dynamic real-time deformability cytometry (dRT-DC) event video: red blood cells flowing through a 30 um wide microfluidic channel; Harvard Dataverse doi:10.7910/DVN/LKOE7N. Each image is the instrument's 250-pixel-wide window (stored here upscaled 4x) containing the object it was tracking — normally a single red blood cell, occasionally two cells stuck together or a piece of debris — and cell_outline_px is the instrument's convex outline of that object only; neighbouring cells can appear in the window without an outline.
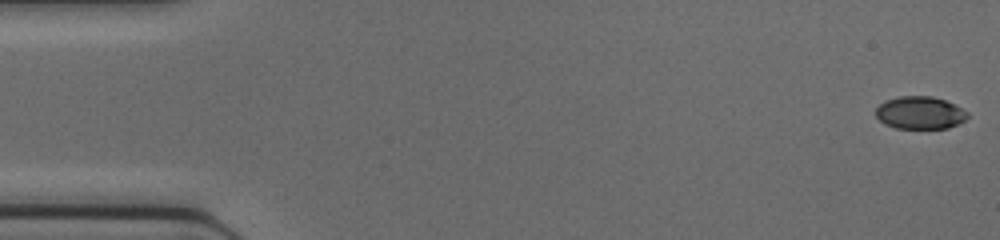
{"species": "common noctule bat (a hibernating species)", "species_latin": "Nyctalus noctula", "temperature_condition": "cold", "stored_images_in_passage": 46, "camera_frame_rate_fps": 3000, "um_per_image_px": 0.085, "animal": {"sex": "female", "body_mass_g": 17.0, "forearm_length_mm": 48.0}, "frame": {"image": 1, "passage_image": 1, "time_ms": 0.0, "image_size_px": [1000, 240], "cell_outline_px": [[968, 116], [964, 120], [948, 128], [896, 128], [884, 124], [876, 116], [876, 108], [884, 100], [900, 96], [932, 96], [944, 100], [968, 112]], "centroid_in_image_um": [78.16, 9.58], "position_along_channel_um": 6.8, "area_um2": 17.28}}
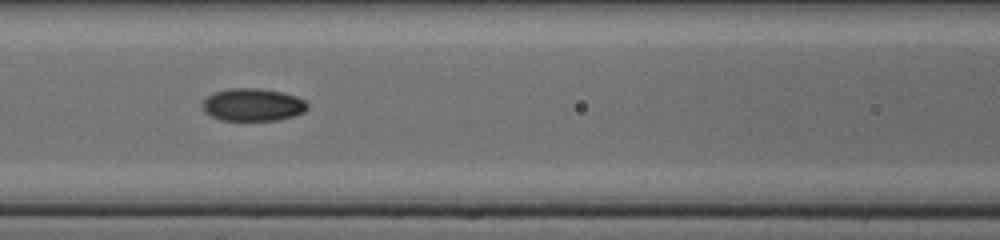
{"frame": {"image": 2, "passage_image": 20, "time_ms": 6.333, "image_size_px": [1000, 240], "cell_outline_px": [[308, 108], [304, 112], [296, 116], [276, 120], [220, 120], [204, 112], [200, 104], [208, 96], [216, 92], [228, 88], [256, 88], [280, 92], [296, 96], [304, 100], [308, 104]], "centroid_in_image_um": [21.48, 8.91], "position_along_channel_um": 145.1, "area_um2": 20.0}}
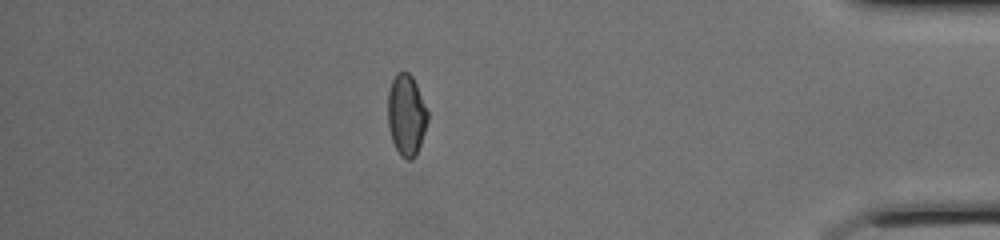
{"frame": {"image": 3, "passage_image": 40, "time_ms": 13.0, "image_size_px": [1000, 240], "cell_outline_px": [[428, 120], [416, 156], [412, 160], [408, 160], [400, 156], [392, 140], [388, 128], [388, 92], [392, 80], [400, 72], [408, 72], [412, 76], [416, 84], [428, 112]], "centroid_in_image_um": [34.53, 9.81], "position_along_channel_um": 400.7, "area_um2": 18.73}}